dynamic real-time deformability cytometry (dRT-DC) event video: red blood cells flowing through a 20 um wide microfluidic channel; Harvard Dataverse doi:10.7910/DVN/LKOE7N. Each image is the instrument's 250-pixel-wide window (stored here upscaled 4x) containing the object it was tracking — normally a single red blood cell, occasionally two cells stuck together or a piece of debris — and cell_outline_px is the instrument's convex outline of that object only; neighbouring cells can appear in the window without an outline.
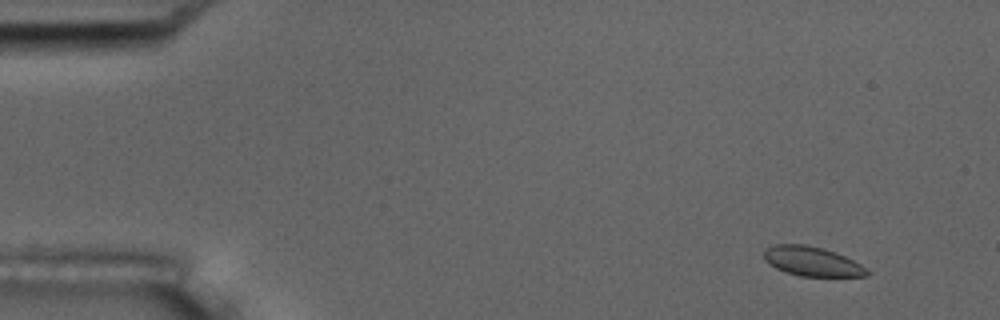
{"species": "common noctule bat (a hibernating species)", "species_latin": "Nyctalus noctula", "temperature_condition": "room temperature", "stored_images_in_passage": 11, "camera_frame_rate_fps": 3000, "um_per_image_px": 0.085, "animal": {"sex": "male", "body_mass_g": 17.5, "forearm_length_mm": 52.3}, "frame": {"image": 1, "passage_image": 2, "time_ms": 1.333, "image_size_px": [1000, 320], "cell_outline_px": [[868, 276], [800, 276], [784, 272], [768, 264], [764, 260], [764, 248], [776, 244], [804, 244], [836, 252], [860, 264], [868, 272]], "centroid_in_image_um": [68.95, 22.21], "position_along_channel_um": 16.0, "area_um2": 17.57}}
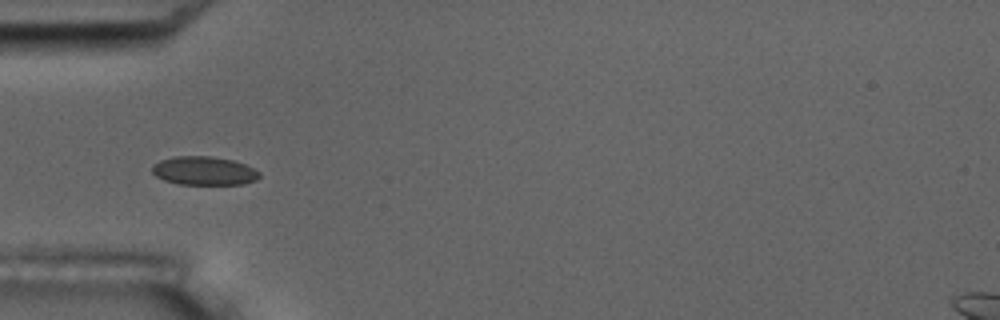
{"frame": {"image": 2, "passage_image": 5, "time_ms": 5.667, "image_size_px": [1000, 320], "cell_outline_px": [[260, 176], [256, 180], [244, 184], [176, 184], [164, 180], [156, 176], [152, 172], [152, 164], [160, 160], [176, 156], [212, 156], [232, 160], [244, 164], [260, 172]], "centroid_in_image_um": [17.32, 14.52], "position_along_channel_um": 67.7, "area_um2": 17.92}}
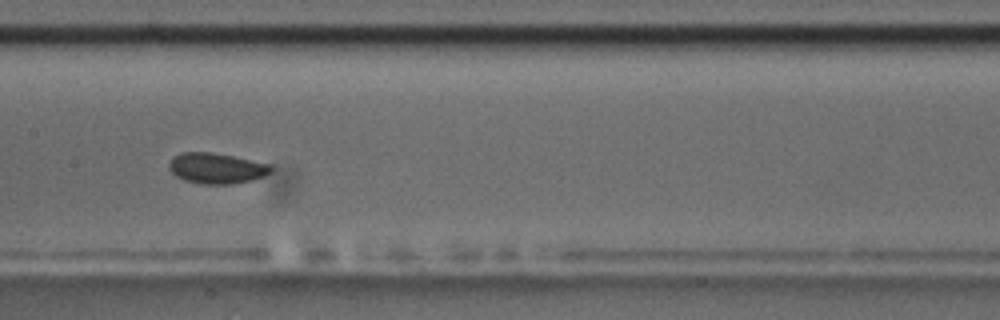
{"frame": {"image": 3, "passage_image": 8, "time_ms": 9.0, "image_size_px": [1000, 320], "cell_outline_px": [[272, 172], [264, 176], [252, 180], [232, 184], [200, 184], [184, 180], [176, 176], [168, 168], [168, 164], [172, 156], [180, 152], [212, 152], [272, 164]], "centroid_in_image_um": [18.39, 14.3], "position_along_channel_um": 189.0, "area_um2": 18.44}}